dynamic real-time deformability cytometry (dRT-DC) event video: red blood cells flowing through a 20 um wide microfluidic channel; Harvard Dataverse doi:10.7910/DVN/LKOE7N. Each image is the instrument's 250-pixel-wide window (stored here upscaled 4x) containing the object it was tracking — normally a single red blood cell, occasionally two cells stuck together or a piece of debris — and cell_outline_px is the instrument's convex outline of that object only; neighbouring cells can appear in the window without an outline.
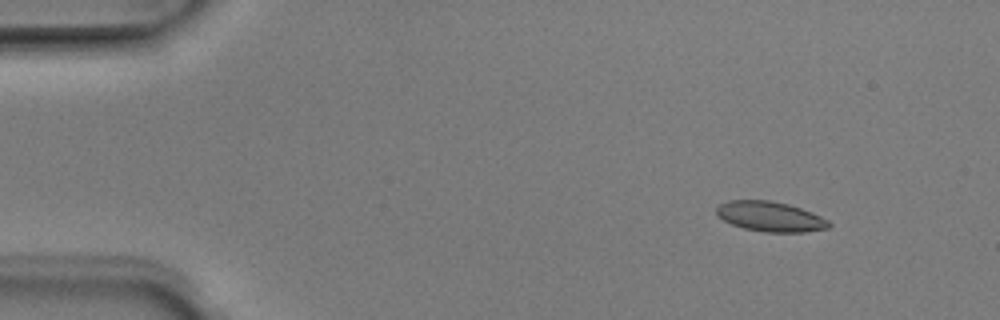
{"species": "Egyptian fruit bat (a non-hibernating species)", "species_latin": "Rousettus aegyptiacus", "temperature_condition": "room temperature", "stored_images_in_passage": 6, "camera_frame_rate_fps": 3000, "um_per_image_px": 0.085, "animal": {"sex": "male"}, "frame": {"image": 1, "passage_image": 1, "time_ms": 0.0, "image_size_px": [1000, 320], "cell_outline_px": [[832, 224], [828, 228], [804, 232], [764, 232], [744, 228], [732, 224], [724, 220], [716, 212], [716, 204], [728, 200], [768, 200], [788, 204], [812, 212], [828, 220]], "centroid_in_image_um": [65.46, 18.4], "position_along_channel_um": 19.5, "area_um2": 19.65}}
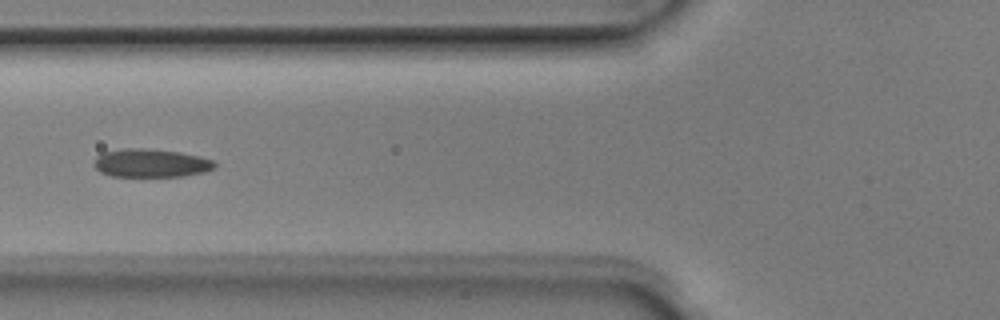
{"frame": {"image": 2, "passage_image": 5, "time_ms": 1.333, "image_size_px": [1000, 320], "cell_outline_px": [[216, 168], [204, 172], [184, 176], [112, 176], [100, 172], [92, 164], [96, 156], [104, 152], [124, 148], [144, 148], [180, 152], [200, 156], [216, 160]], "centroid_in_image_um": [12.85, 13.86], "position_along_channel_um": 112.9, "area_um2": 20.11}}
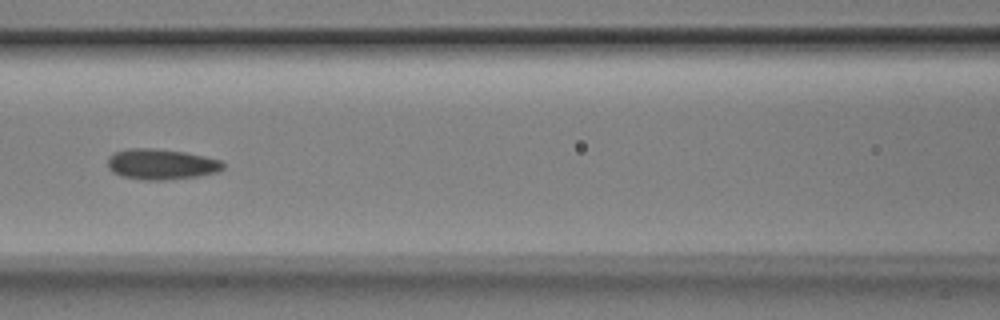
{"frame": {"image": 3, "passage_image": 6, "time_ms": 1.667, "image_size_px": [1000, 320], "cell_outline_px": [[224, 168], [220, 172], [196, 176], [168, 180], [140, 180], [120, 176], [112, 172], [108, 168], [108, 156], [112, 152], [128, 148], [152, 148], [184, 152], [204, 156], [220, 160], [224, 164]], "centroid_in_image_um": [13.67, 13.96], "position_along_channel_um": 152.9, "area_um2": 20.87}}